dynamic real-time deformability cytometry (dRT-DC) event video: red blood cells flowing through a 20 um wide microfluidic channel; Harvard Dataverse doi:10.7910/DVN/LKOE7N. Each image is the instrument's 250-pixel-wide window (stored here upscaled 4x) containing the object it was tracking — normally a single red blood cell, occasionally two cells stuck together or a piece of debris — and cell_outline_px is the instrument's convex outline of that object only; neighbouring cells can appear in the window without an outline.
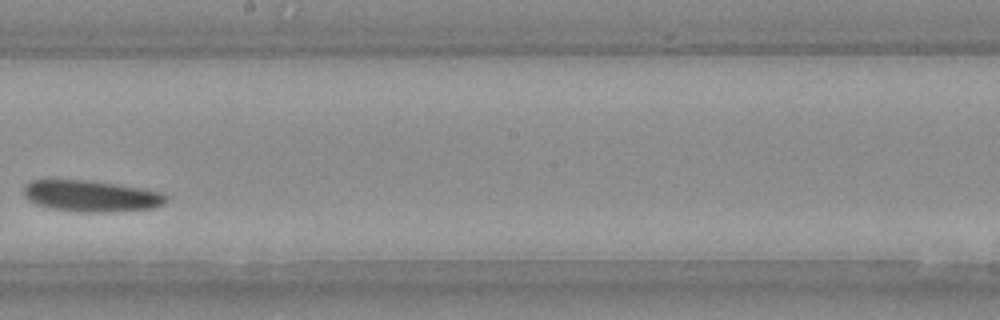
{"species": "Egyptian fruit bat (a non-hibernating species)", "species_latin": "Rousettus aegyptiacus", "temperature_condition": "warm", "stored_images_in_passage": 19, "camera_frame_rate_fps": 3000, "um_per_image_px": 0.085, "animal": {"sex": "female"}, "frame": {"image": 1, "passage_image": 9, "time_ms": 2.667, "image_size_px": [1000, 320], "cell_outline_px": [[168, 200], [164, 204], [156, 208], [104, 212], [76, 212], [48, 208], [36, 204], [28, 200], [24, 196], [24, 188], [32, 180], [84, 180], [140, 188], [160, 192], [168, 196]], "centroid_in_image_um": [7.75, 16.68], "position_along_channel_um": 240.4, "area_um2": 25.89}}